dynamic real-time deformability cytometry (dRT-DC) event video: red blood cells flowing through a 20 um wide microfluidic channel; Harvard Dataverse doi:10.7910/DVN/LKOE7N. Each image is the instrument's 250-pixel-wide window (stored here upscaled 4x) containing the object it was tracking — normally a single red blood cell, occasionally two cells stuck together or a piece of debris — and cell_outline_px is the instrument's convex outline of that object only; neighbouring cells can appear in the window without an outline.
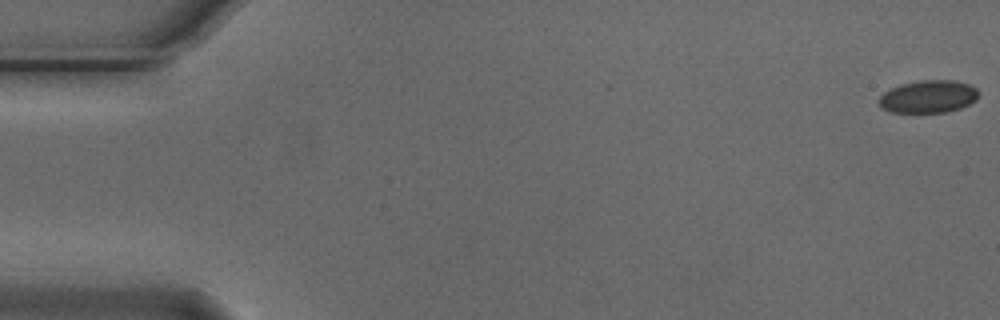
{"species": "Egyptian fruit bat (a non-hibernating species)", "species_latin": "Rousettus aegyptiacus", "temperature_condition": "cold", "stored_images_in_passage": 11, "camera_frame_rate_fps": 3000, "um_per_image_px": 0.085, "animal": {"sex": "male"}, "frame": {"image": 1, "passage_image": 1, "time_ms": 0.0, "image_size_px": [1000, 320], "cell_outline_px": [[980, 92], [976, 100], [960, 108], [944, 112], [892, 112], [884, 108], [880, 104], [880, 96], [884, 92], [900, 84], [920, 80], [956, 80], [968, 84], [976, 88]], "centroid_in_image_um": [78.95, 8.19], "position_along_channel_um": 6.1, "area_um2": 18.79}}